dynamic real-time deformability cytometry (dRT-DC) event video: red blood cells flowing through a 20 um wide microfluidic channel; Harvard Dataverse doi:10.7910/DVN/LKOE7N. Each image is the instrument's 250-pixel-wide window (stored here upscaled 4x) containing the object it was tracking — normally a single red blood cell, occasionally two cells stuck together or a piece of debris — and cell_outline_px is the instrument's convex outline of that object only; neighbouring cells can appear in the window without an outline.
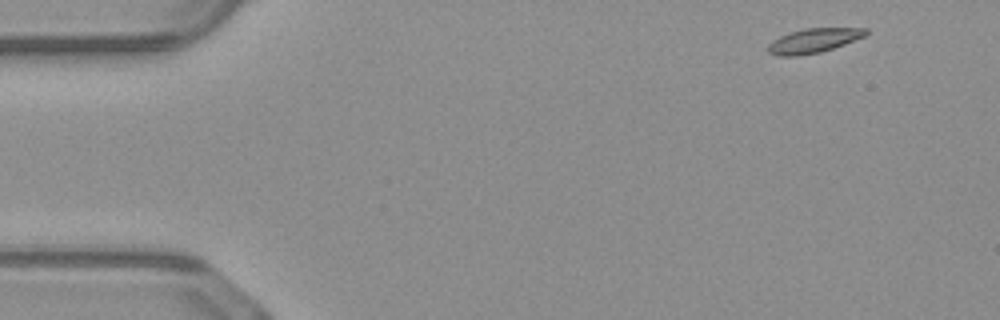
{"species": "common noctule bat (a hibernating species)", "species_latin": "Nyctalus noctula", "temperature_condition": "warm", "stored_images_in_passage": 9, "camera_frame_rate_fps": 3000, "um_per_image_px": 0.085, "animal": {"sex": "male", "body_mass_g": 23.1, "forearm_length_mm": 52.7}, "frame": {"image": 1, "passage_image": 1, "time_ms": 0.0, "image_size_px": [1000, 320], "cell_outline_px": [[868, 32], [864, 36], [844, 44], [820, 52], [800, 56], [776, 56], [768, 52], [768, 44], [772, 40], [788, 32], [804, 28], [868, 28]], "centroid_in_image_um": [69.11, 3.45], "position_along_channel_um": 15.9, "area_um2": 13.93}}